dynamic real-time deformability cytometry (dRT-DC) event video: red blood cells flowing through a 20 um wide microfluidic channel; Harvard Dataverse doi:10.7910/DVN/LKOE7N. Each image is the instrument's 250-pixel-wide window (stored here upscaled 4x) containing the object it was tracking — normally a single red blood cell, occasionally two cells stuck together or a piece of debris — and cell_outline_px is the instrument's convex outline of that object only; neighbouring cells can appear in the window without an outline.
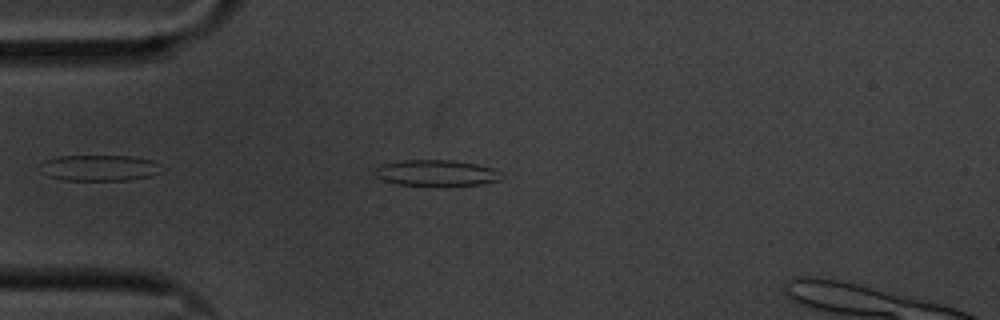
{"species": "common noctule bat (a hibernating species)", "species_latin": "Nyctalus noctula", "temperature_condition": "cold", "stored_images_in_passage": 47, "camera_frame_rate_fps": 3000, "um_per_image_px": 0.085, "animal": {"sex": "male", "body_mass_g": 20.1, "forearm_length_mm": 53.5}, "frame": {"image": 1, "passage_image": 5, "time_ms": 1.333, "image_size_px": [1000, 320], "cell_outline_px": [[504, 176], [500, 180], [480, 184], [396, 184], [384, 180], [376, 176], [376, 168], [384, 164], [404, 160], [452, 160], [476, 164], [492, 168], [500, 172]], "centroid_in_image_um": [37.13, 14.68], "position_along_channel_um": 47.9, "area_um2": 18.55}}
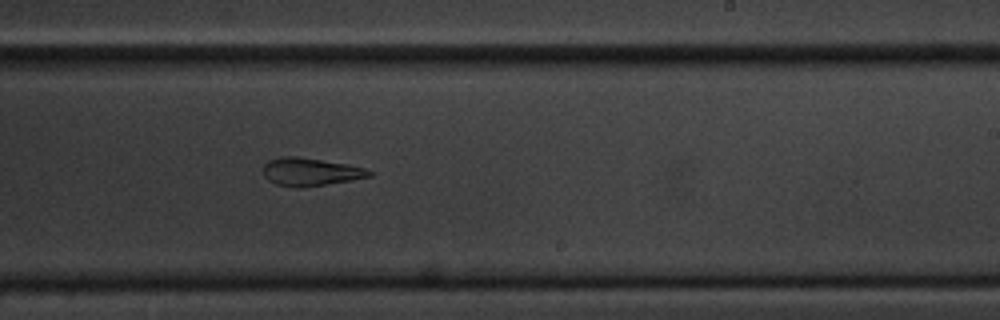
{"frame": {"image": 2, "passage_image": 25, "time_ms": 8.0, "image_size_px": [1000, 320], "cell_outline_px": [[372, 176], [352, 180], [300, 188], [276, 184], [268, 180], [264, 176], [264, 164], [268, 160], [280, 156], [296, 156], [348, 164], [364, 168], [372, 172]], "centroid_in_image_um": [26.37, 14.6], "position_along_channel_um": 262.6, "area_um2": 17.22}}
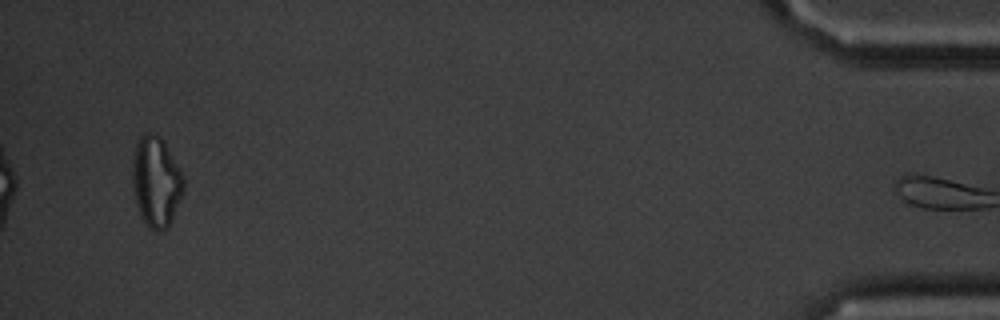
{"frame": {"image": 3, "passage_image": 46, "time_ms": 15.0, "image_size_px": [1000, 320], "cell_outline_px": [[184, 192], [172, 220], [160, 232], [156, 232], [148, 228], [140, 212], [132, 188], [132, 160], [136, 144], [140, 136], [148, 132], [160, 136], [164, 140], [184, 176]], "centroid_in_image_um": [13.28, 15.42], "position_along_channel_um": 421.9, "area_um2": 27.11}, "authors_computed_cell_mechanics": {"area_um2": 18.496, "velocity_mm_per_s": 3.4061, "shape_relaxation_time_tau1_ms": 7.293, "shape_relaxation_time_tau2_ms": 4.7999, "deformation_change_tau1": 0.173, "deformation_change_tau2": 0.1341}}